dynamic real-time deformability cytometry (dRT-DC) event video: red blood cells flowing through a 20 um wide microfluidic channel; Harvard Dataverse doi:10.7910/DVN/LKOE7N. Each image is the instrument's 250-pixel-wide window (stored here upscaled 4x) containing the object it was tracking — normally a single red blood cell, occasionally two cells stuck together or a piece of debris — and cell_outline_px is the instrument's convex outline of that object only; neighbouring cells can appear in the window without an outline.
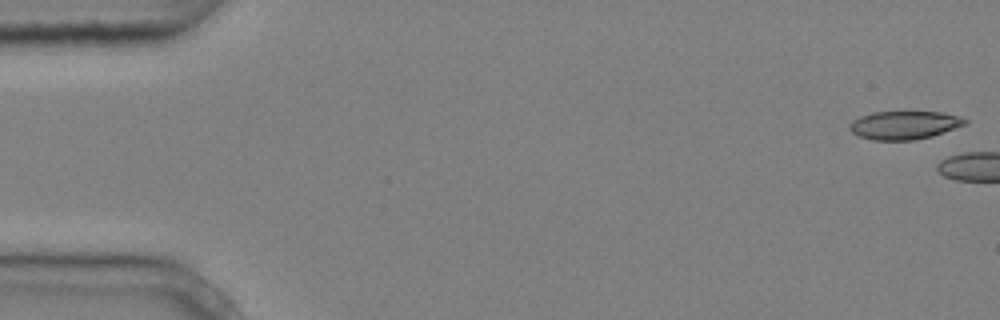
{"species": "common noctule bat (a hibernating species)", "species_latin": "Nyctalus noctula", "temperature_condition": "cold", "stored_images_in_passage": 2, "camera_frame_rate_fps": 3000, "um_per_image_px": 0.085, "animal": {"sex": "male", "body_mass_g": 20.4}, "frame": {"image": 1, "passage_image": 2, "time_ms": 0.333, "image_size_px": [1000, 320], "cell_outline_px": [[968, 124], [932, 136], [916, 140], [872, 140], [860, 136], [852, 132], [848, 128], [848, 124], [852, 120], [860, 116], [872, 112], [940, 112], [960, 116], [968, 120]], "centroid_in_image_um": [76.87, 10.63], "position_along_channel_um": 8.1, "area_um2": 19.19}}